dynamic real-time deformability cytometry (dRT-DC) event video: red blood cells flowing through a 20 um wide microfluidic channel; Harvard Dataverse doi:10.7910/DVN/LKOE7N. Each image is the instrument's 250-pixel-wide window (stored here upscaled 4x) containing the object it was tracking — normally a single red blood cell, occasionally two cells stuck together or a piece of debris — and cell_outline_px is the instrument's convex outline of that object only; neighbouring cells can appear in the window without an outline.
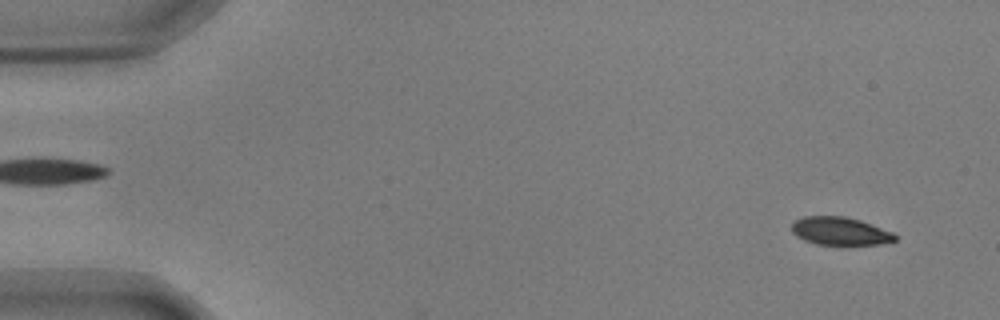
{"species": "common noctule bat (a hibernating species)", "species_latin": "Nyctalus noctula", "temperature_condition": "warm", "stored_images_in_passage": 6, "camera_frame_rate_fps": 3000, "um_per_image_px": 0.085, "animal": {"sex": "male", "body_mass_g": 17.9, "forearm_length_mm": 54.2}, "frame": {"image": 1, "passage_image": 3, "time_ms": 0.667, "image_size_px": [1000, 320], "cell_outline_px": [[896, 240], [880, 244], [816, 244], [804, 240], [796, 236], [792, 232], [792, 224], [796, 220], [804, 216], [844, 216], [860, 220], [872, 224], [892, 232], [896, 236]], "centroid_in_image_um": [71.39, 19.63], "position_along_channel_um": 13.6, "area_um2": 16.7}}